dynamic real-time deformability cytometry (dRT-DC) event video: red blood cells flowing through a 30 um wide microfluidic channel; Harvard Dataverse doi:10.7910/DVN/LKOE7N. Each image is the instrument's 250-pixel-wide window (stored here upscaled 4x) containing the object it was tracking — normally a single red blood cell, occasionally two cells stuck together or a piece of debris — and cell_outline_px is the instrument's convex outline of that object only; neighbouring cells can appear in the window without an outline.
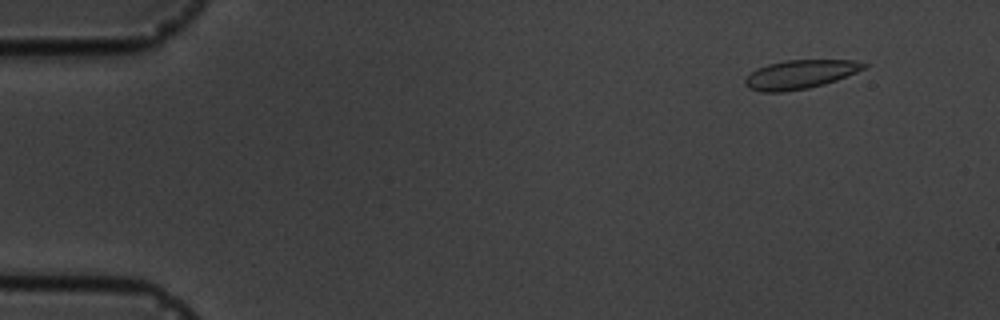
{"species": "common noctule bat (a hibernating species)", "species_latin": "Nyctalus noctula", "temperature_condition": "cold", "stored_images_in_passage": 4, "camera_frame_rate_fps": 3000, "um_per_image_px": 0.085, "animal": {"sex": "male", "body_mass_g": 19.5, "forearm_length_mm": 54.6}, "frame": {"image": 1, "passage_image": 2, "time_ms": 1.0, "image_size_px": [1000, 320], "cell_outline_px": [[868, 68], [836, 80], [824, 84], [808, 88], [784, 92], [764, 92], [748, 88], [744, 84], [744, 80], [756, 68], [768, 64], [788, 60], [856, 60], [868, 64]], "centroid_in_image_um": [68.04, 6.32], "position_along_channel_um": 17.0, "area_um2": 20.0}}